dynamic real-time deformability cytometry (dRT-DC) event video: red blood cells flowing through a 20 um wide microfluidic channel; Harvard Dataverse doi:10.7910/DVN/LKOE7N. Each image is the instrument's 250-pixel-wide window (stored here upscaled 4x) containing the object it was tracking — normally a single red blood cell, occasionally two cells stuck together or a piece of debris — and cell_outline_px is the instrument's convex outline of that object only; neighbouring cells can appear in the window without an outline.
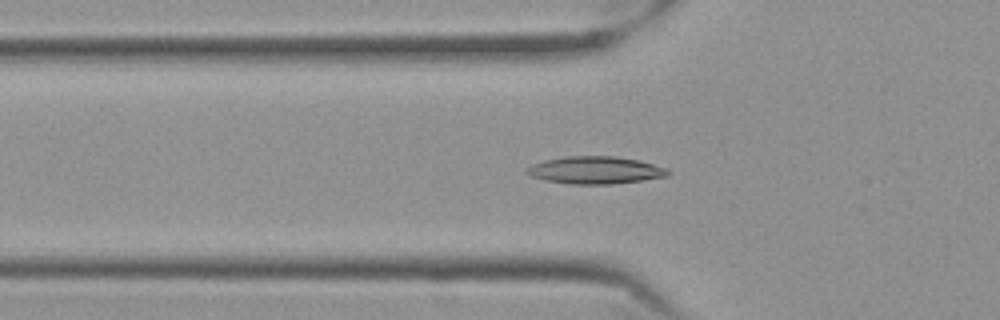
{"species": "Egyptian fruit bat (a non-hibernating species)", "species_latin": "Rousettus aegyptiacus", "temperature_condition": "cold", "stored_images_in_passage": 51, "camera_frame_rate_fps": 3000, "um_per_image_px": 0.085, "frame": {"image": 1, "passage_image": 19, "time_ms": 6.0, "image_size_px": [1000, 320], "cell_outline_px": [[672, 172], [668, 176], [612, 184], [572, 184], [544, 180], [532, 176], [524, 172], [532, 164], [544, 160], [564, 156], [612, 156], [640, 160], [664, 168]], "centroid_in_image_um": [50.58, 14.46], "position_along_channel_um": 75.2, "area_um2": 22.43}}
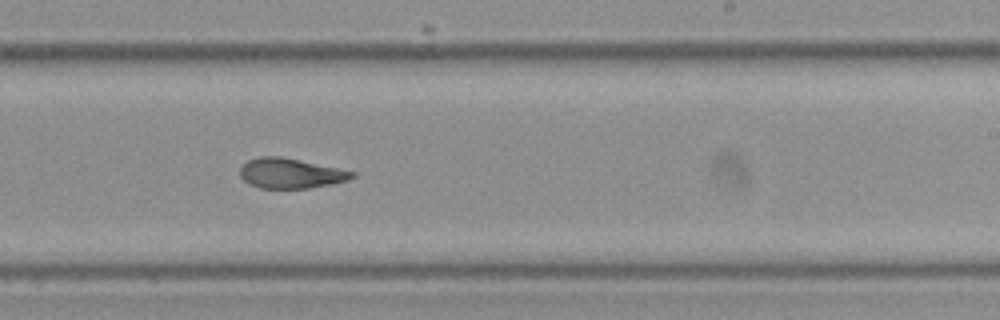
{"frame": {"image": 2, "passage_image": 35, "time_ms": 11.333, "image_size_px": [1000, 320], "cell_outline_px": [[356, 176], [348, 180], [332, 184], [308, 188], [260, 188], [248, 184], [240, 176], [240, 168], [248, 160], [260, 156], [280, 156], [300, 160], [356, 172]], "centroid_in_image_um": [24.7, 14.73], "position_along_channel_um": 264.3, "area_um2": 19.59}}
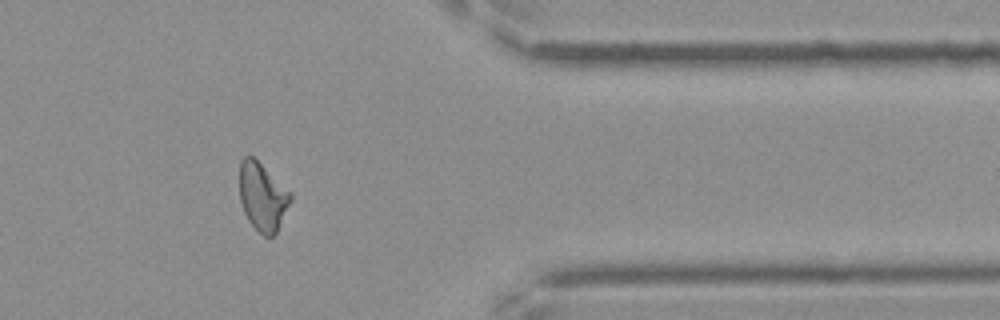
{"frame": {"image": 3, "passage_image": 47, "time_ms": 15.333, "image_size_px": [1000, 320], "cell_outline_px": [[292, 200], [276, 232], [272, 236], [264, 236], [248, 220], [244, 212], [240, 200], [240, 160], [244, 156], [252, 156], [292, 192]], "centroid_in_image_um": [22.33, 16.7], "position_along_channel_um": 389.1, "area_um2": 20.06}}